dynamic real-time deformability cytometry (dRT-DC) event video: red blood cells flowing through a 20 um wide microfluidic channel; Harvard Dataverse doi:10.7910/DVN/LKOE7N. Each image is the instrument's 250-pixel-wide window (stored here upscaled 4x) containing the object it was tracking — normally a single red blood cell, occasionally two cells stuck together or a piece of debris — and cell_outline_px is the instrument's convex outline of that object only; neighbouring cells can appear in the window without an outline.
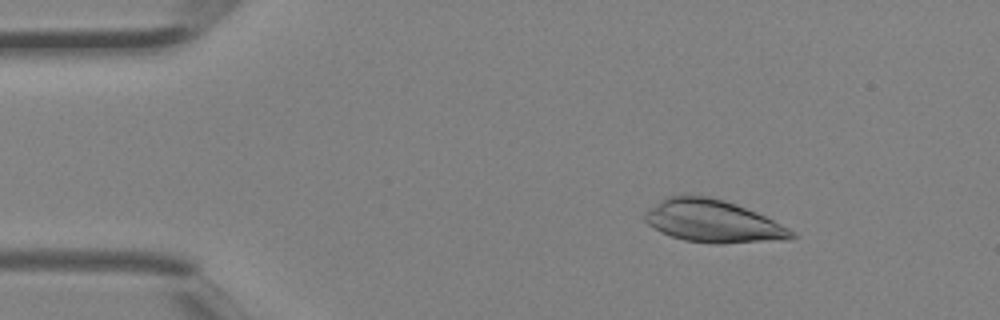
{"species": "Egyptian fruit bat (a non-hibernating species)", "species_latin": "Rousettus aegyptiacus", "temperature_condition": "room temperature", "stored_images_in_passage": 3, "camera_frame_rate_fps": 3000, "um_per_image_px": 0.085, "animal": {"sex": "female"}, "frame": {"image": 1, "passage_image": 2, "time_ms": 0.333, "image_size_px": [1000, 320], "cell_outline_px": [[800, 236], [792, 240], [720, 244], [712, 244], [684, 240], [660, 232], [648, 224], [644, 220], [644, 212], [668, 196], [708, 196], [724, 200], [736, 204], [764, 216], [788, 228]], "centroid_in_image_um": [60.64, 18.84], "position_along_channel_um": 24.4, "area_um2": 36.3}}